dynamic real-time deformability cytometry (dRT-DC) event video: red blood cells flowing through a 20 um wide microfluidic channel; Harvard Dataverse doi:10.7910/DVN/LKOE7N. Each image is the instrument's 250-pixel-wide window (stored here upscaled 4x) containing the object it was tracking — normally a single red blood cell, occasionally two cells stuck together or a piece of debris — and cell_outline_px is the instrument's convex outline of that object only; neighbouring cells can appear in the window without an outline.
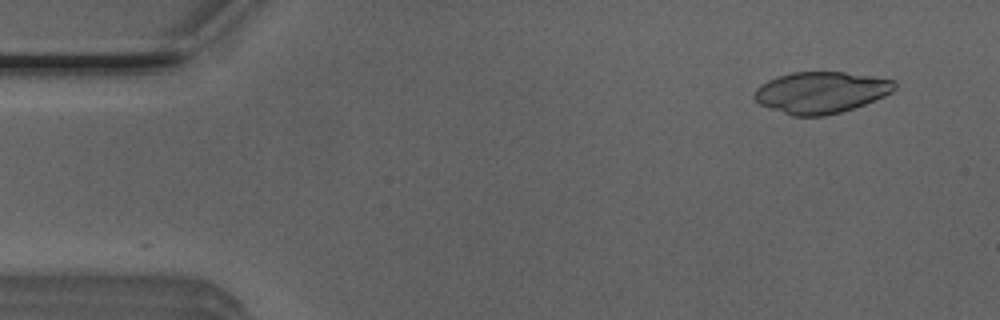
{"species": "Egyptian fruit bat (a non-hibernating species)", "species_latin": "Rousettus aegyptiacus", "temperature_condition": "room temperature", "stored_images_in_passage": 51, "camera_frame_rate_fps": 3000, "um_per_image_px": 0.085, "animal": {"sex": "male"}, "frame": {"image": 1, "passage_image": 4, "time_ms": 1.0, "image_size_px": [1000, 320], "cell_outline_px": [[896, 88], [892, 92], [884, 96], [864, 104], [840, 112], [824, 116], [792, 116], [768, 108], [760, 104], [752, 96], [756, 88], [760, 84], [776, 76], [792, 72], [844, 72], [872, 76], [896, 80]], "centroid_in_image_um": [69.76, 7.85], "position_along_channel_um": 15.2, "area_um2": 34.04}}